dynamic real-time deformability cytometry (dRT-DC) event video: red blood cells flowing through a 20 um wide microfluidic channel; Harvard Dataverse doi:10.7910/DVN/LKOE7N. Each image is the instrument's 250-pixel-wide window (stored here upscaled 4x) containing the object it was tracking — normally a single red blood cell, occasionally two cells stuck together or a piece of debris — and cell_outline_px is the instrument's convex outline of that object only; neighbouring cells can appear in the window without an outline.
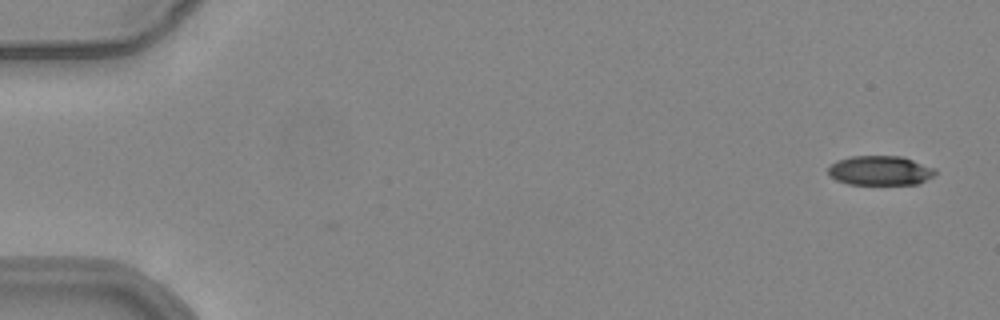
{"species": "common noctule bat (a hibernating species)", "species_latin": "Nyctalus noctula", "temperature_condition": "warm", "stored_images_in_passage": 11, "camera_frame_rate_fps": 3000, "um_per_image_px": 0.085, "animal": {"sex": "female", "body_mass_g": 24.6, "forearm_length_mm": 56.2}, "frame": {"image": 1, "passage_image": 1, "time_ms": 0.0, "image_size_px": [1000, 320], "cell_outline_px": [[936, 176], [916, 184], [848, 184], [836, 180], [828, 176], [828, 168], [836, 160], [852, 156], [904, 156], [936, 168]], "centroid_in_image_um": [74.83, 14.49], "position_along_channel_um": 10.2, "area_um2": 18.67}}